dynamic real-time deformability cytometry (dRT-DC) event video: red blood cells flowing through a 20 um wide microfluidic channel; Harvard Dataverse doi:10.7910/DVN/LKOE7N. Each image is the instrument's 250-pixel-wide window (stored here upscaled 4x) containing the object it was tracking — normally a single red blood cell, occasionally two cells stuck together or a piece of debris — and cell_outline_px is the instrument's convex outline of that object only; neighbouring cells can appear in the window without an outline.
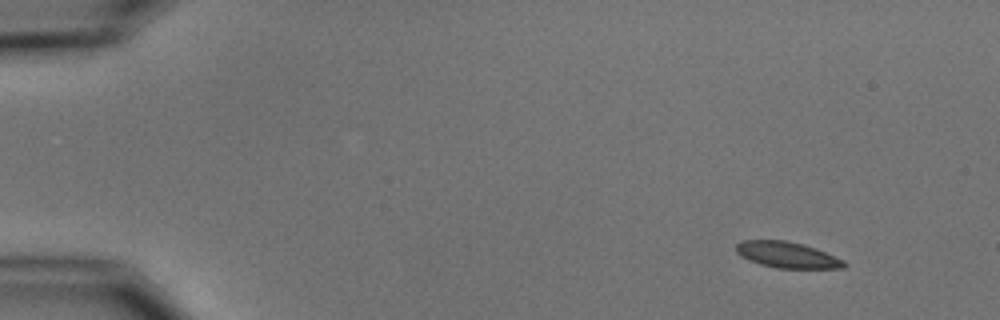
{"species": "common noctule bat (a hibernating species)", "species_latin": "Nyctalus noctula", "temperature_condition": "cold", "stored_images_in_passage": 4, "camera_frame_rate_fps": 3000, "um_per_image_px": 0.085, "animal": {"sex": "male", "body_mass_g": 15.6}, "frame": {"image": 1, "passage_image": 1, "time_ms": 0.0, "image_size_px": [1000, 320], "cell_outline_px": [[848, 264], [844, 268], [776, 268], [760, 264], [748, 260], [740, 256], [736, 252], [736, 244], [740, 240], [788, 240], [804, 244], [816, 248], [844, 260]], "centroid_in_image_um": [66.9, 21.65], "position_along_channel_um": 18.1, "area_um2": 16.59}}
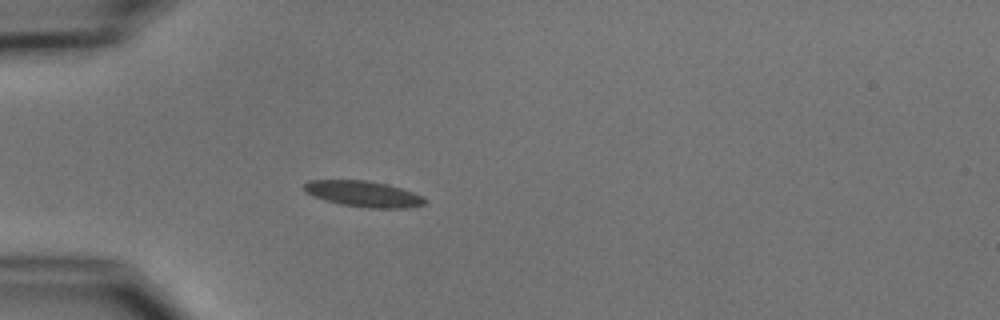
{"frame": {"image": 2, "passage_image": 4, "time_ms": 3.667, "image_size_px": [1000, 320], "cell_outline_px": [[428, 200], [424, 204], [408, 208], [368, 208], [340, 204], [304, 192], [304, 184], [308, 180], [368, 180], [388, 184], [412, 192]], "centroid_in_image_um": [30.9, 16.47], "position_along_channel_um": 54.1, "area_um2": 18.09}}